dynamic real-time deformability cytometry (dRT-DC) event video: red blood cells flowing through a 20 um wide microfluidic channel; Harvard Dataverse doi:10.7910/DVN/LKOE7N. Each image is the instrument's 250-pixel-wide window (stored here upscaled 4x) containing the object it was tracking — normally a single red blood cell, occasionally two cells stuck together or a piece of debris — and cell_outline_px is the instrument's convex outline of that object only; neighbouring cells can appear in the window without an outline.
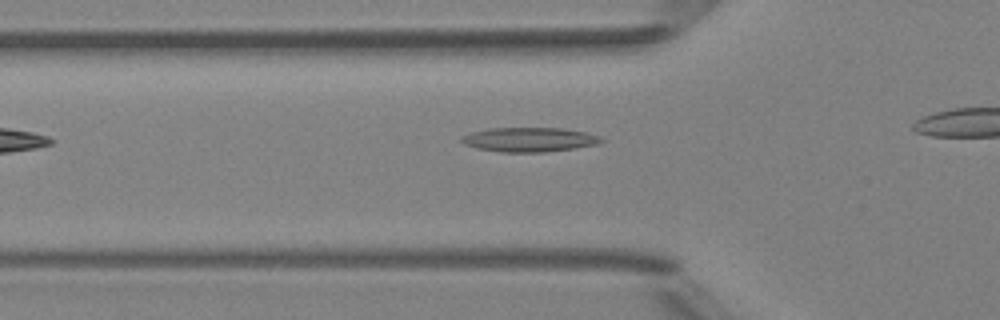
{"species": "Egyptian fruit bat (a non-hibernating species)", "species_latin": "Rousettus aegyptiacus", "temperature_condition": "room temperature", "stored_images_in_passage": 5, "camera_frame_rate_fps": 3000, "um_per_image_px": 0.085, "animal": {"sex": "female"}, "frame": {"image": 1, "passage_image": 4, "time_ms": 3.667, "image_size_px": [1000, 320], "cell_outline_px": [[608, 140], [600, 144], [576, 148], [544, 152], [500, 152], [476, 148], [464, 144], [460, 140], [460, 136], [472, 132], [492, 128], [564, 128], [584, 132], [600, 136]], "centroid_in_image_um": [45.04, 11.87], "position_along_channel_um": 80.8, "area_um2": 20.06}}